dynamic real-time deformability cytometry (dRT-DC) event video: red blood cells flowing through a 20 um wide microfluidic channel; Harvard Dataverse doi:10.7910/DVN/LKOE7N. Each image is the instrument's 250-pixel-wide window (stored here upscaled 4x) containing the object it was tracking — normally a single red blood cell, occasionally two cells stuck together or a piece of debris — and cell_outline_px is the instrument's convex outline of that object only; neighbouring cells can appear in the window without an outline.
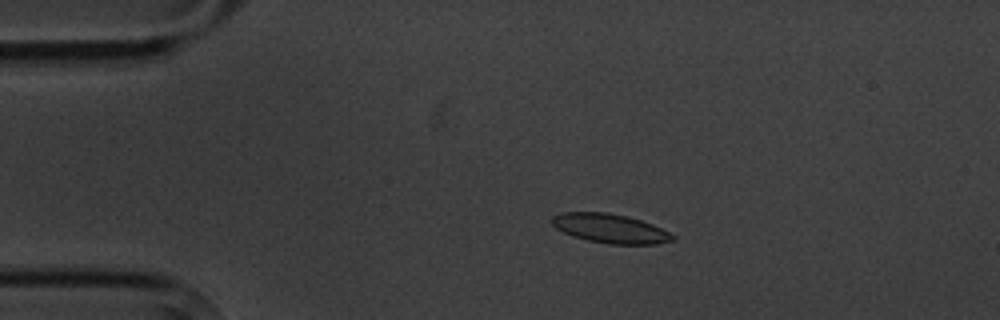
{"species": "common noctule bat (a hibernating species)", "species_latin": "Nyctalus noctula", "temperature_condition": "cold", "stored_images_in_passage": 11, "camera_frame_rate_fps": 3000, "um_per_image_px": 0.085, "animal": {"sex": "male", "body_mass_g": 20.1, "forearm_length_mm": 53.5}, "frame": {"image": 1, "passage_image": 3, "time_ms": 3.0, "image_size_px": [1000, 320], "cell_outline_px": [[676, 240], [656, 244], [608, 244], [588, 240], [572, 236], [556, 228], [552, 224], [552, 216], [560, 212], [608, 212], [628, 216], [652, 224], [676, 236]], "centroid_in_image_um": [51.86, 19.41], "position_along_channel_um": 33.1, "area_um2": 20.58}}
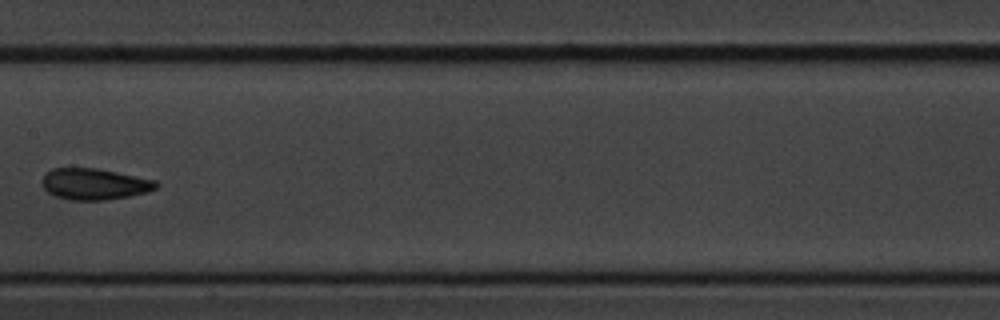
{"frame": {"image": 2, "passage_image": 8, "time_ms": 9.0, "image_size_px": [1000, 320], "cell_outline_px": [[160, 184], [156, 188], [148, 192], [128, 196], [104, 200], [72, 200], [56, 196], [48, 192], [44, 188], [40, 180], [52, 168], [96, 168], [156, 180]], "centroid_in_image_um": [8.03, 15.64], "position_along_channel_um": 199.4, "area_um2": 20.69}}
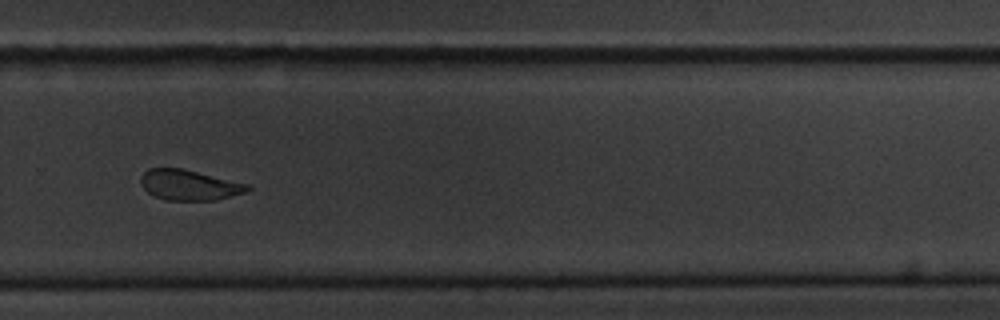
{"frame": {"image": 3, "passage_image": 11, "time_ms": 12.333, "image_size_px": [1000, 320], "cell_outline_px": [[252, 188], [248, 192], [216, 200], [164, 200], [148, 192], [140, 184], [140, 176], [148, 168], [184, 168], [248, 184]], "centroid_in_image_um": [16.09, 15.72], "position_along_channel_um": 313.7, "area_um2": 19.07}}